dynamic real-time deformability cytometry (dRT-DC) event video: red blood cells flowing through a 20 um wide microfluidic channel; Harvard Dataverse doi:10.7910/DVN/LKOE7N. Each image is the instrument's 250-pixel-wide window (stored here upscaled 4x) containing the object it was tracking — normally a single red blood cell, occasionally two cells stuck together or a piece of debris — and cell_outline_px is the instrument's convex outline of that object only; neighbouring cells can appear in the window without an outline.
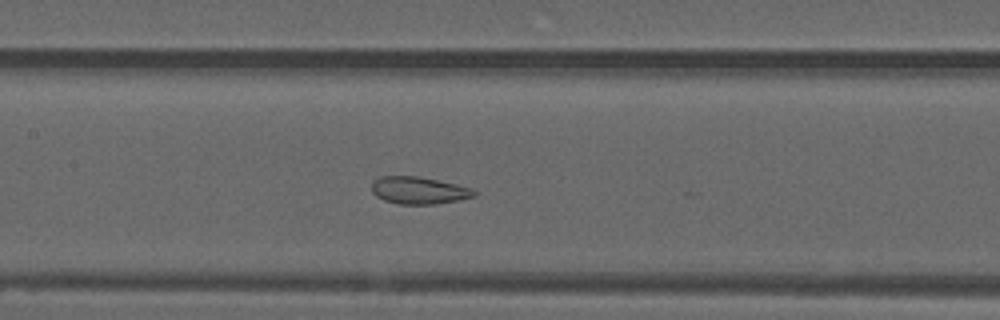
{"species": "common noctule bat (a hibernating species)", "species_latin": "Nyctalus noctula", "temperature_condition": "warm", "stored_images_in_passage": 29, "camera_frame_rate_fps": 3000, "um_per_image_px": 0.085, "animal": {"sex": "male", "forearm_length_mm": 52.5}, "frame": {"image": 1, "passage_image": 21, "time_ms": 6.667, "image_size_px": [1000, 320], "cell_outline_px": [[476, 196], [460, 200], [436, 204], [400, 204], [384, 200], [376, 196], [372, 192], [372, 180], [380, 176], [416, 176], [456, 184], [468, 188], [476, 192]], "centroid_in_image_um": [35.56, 16.19], "position_along_channel_um": 171.8, "area_um2": 16.18}}
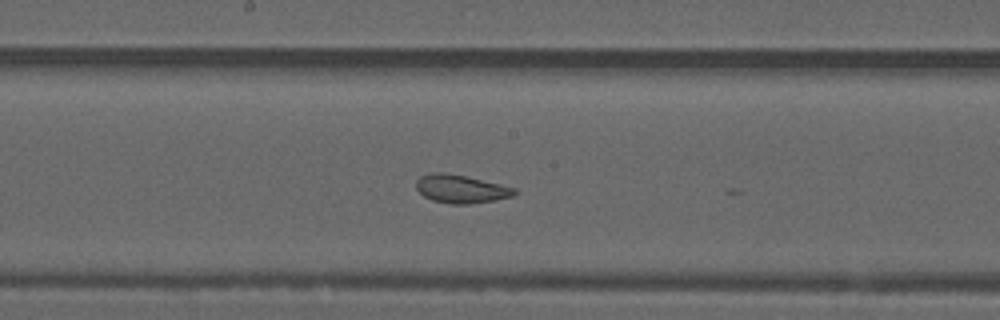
{"frame": {"image": 2, "passage_image": 24, "time_ms": 7.667, "image_size_px": [1000, 320], "cell_outline_px": [[516, 192], [512, 196], [492, 200], [468, 204], [452, 204], [432, 200], [424, 196], [416, 188], [416, 180], [420, 176], [432, 172], [444, 172], [464, 176], [500, 184], [516, 188]], "centroid_in_image_um": [39.14, 16.05], "position_along_channel_um": 209.1, "area_um2": 15.95}}
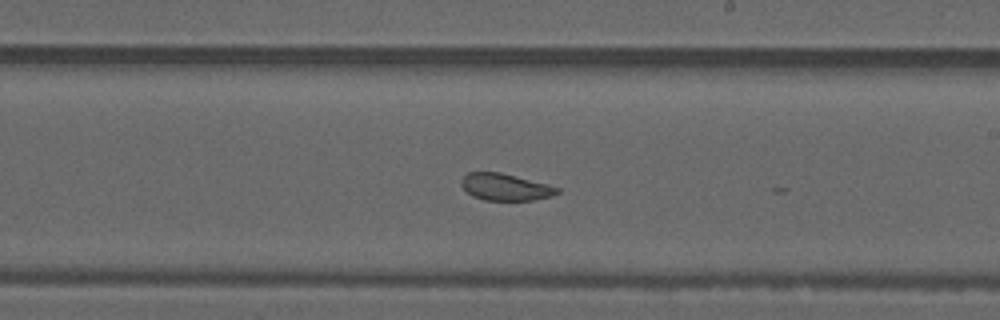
{"frame": {"image": 3, "passage_image": 27, "time_ms": 8.667, "image_size_px": [1000, 320], "cell_outline_px": [[560, 192], [552, 196], [532, 200], [484, 200], [472, 196], [460, 184], [460, 180], [468, 172], [500, 172], [548, 184], [560, 188]], "centroid_in_image_um": [42.96, 15.89], "position_along_channel_um": 246.0, "area_um2": 15.03}}